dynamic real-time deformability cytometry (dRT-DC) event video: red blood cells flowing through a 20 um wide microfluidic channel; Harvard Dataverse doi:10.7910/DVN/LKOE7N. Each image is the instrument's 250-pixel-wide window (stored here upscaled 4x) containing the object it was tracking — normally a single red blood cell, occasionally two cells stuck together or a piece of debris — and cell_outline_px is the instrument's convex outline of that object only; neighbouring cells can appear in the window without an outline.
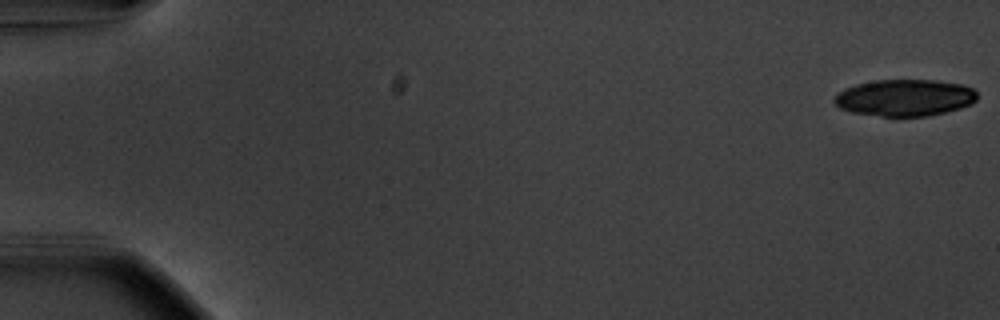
{"species": "common noctule bat (a hibernating species)", "species_latin": "Nyctalus noctula", "temperature_condition": "warm", "stored_images_in_passage": 21, "camera_frame_rate_fps": 3000, "um_per_image_px": 0.085, "animal": {"sex": "male", "body_mass_g": 20.1, "forearm_length_mm": 53.5}, "frame": {"image": 1, "passage_image": 1, "time_ms": 0.0, "image_size_px": [1000, 320], "cell_outline_px": [[976, 100], [960, 108], [928, 116], [880, 116], [852, 112], [840, 108], [832, 100], [844, 88], [856, 84], [876, 80], [936, 80], [964, 84], [972, 88], [976, 92]], "centroid_in_image_um": [76.9, 8.3], "position_along_channel_um": 8.1, "area_um2": 30.46}}